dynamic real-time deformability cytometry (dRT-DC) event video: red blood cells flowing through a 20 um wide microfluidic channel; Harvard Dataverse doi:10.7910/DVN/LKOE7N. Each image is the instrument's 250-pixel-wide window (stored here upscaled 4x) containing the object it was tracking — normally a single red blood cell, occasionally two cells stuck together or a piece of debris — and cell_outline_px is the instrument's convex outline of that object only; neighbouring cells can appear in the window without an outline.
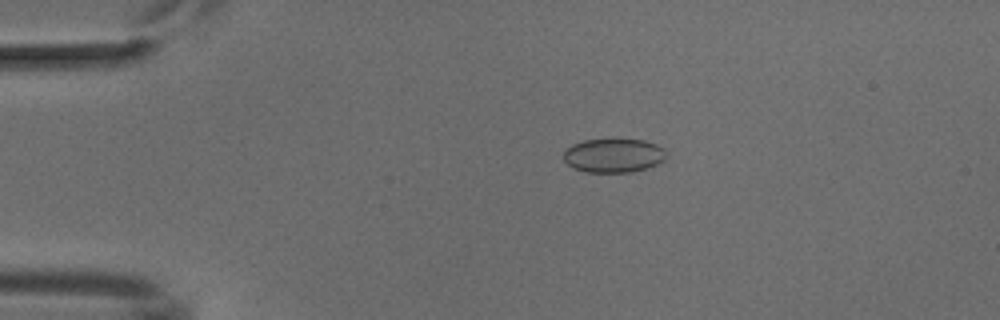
{"species": "common noctule bat (a hibernating species)", "species_latin": "Nyctalus noctula", "temperature_condition": "cold", "stored_images_in_passage": 5, "camera_frame_rate_fps": 3000, "um_per_image_px": 0.085, "animal": {"sex": "male", "body_mass_g": 18.8}, "frame": {"image": 1, "passage_image": 3, "time_ms": 2.333, "image_size_px": [1000, 320], "cell_outline_px": [[664, 160], [648, 168], [632, 172], [584, 172], [572, 168], [564, 160], [564, 148], [572, 144], [584, 140], [644, 140], [656, 144], [664, 148]], "centroid_in_image_um": [52.11, 13.23], "position_along_channel_um": 32.9, "area_um2": 20.29}}
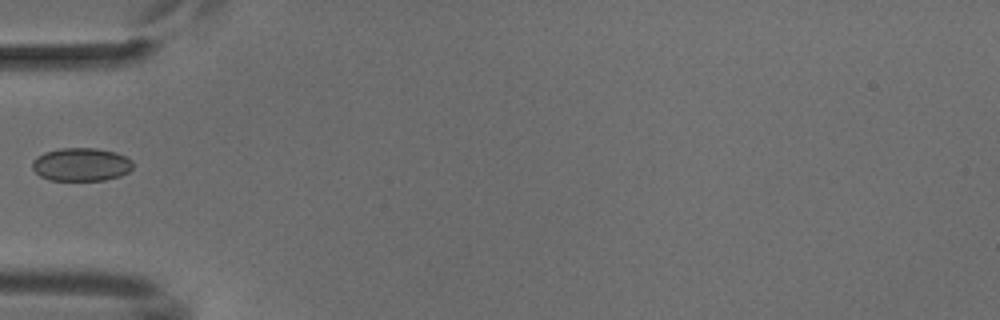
{"frame": {"image": 2, "passage_image": 5, "time_ms": 4.667, "image_size_px": [1000, 320], "cell_outline_px": [[132, 168], [128, 172], [120, 176], [104, 180], [48, 180], [40, 176], [32, 168], [32, 160], [36, 156], [44, 152], [60, 148], [96, 148], [116, 152], [132, 160]], "centroid_in_image_um": [6.88, 13.97], "position_along_channel_um": 78.1, "area_um2": 19.59}}